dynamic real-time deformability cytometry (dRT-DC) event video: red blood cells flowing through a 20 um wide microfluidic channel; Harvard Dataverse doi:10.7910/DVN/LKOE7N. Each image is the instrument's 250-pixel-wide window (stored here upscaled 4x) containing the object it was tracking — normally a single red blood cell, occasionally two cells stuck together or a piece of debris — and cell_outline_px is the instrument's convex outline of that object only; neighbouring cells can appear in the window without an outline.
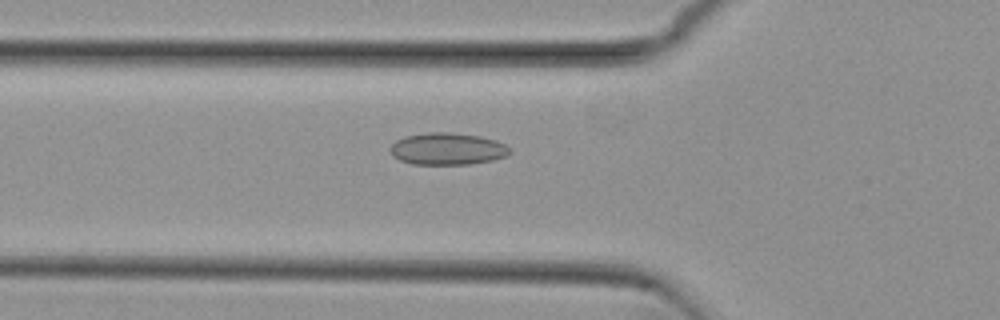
{"species": "common noctule bat (a hibernating species)", "species_latin": "Nyctalus noctula", "temperature_condition": "cold", "stored_images_in_passage": 54, "camera_frame_rate_fps": 3000, "um_per_image_px": 0.085, "animal": {"sex": "female", "body_mass_g": 29.2, "forearm_length_mm": 56.3}, "frame": {"image": 1, "passage_image": 19, "time_ms": 6.0, "image_size_px": [1000, 320], "cell_outline_px": [[512, 152], [508, 156], [492, 160], [468, 164], [412, 164], [400, 160], [392, 156], [388, 148], [396, 140], [404, 136], [428, 132], [452, 132], [480, 136], [496, 140], [512, 148]], "centroid_in_image_um": [38.04, 12.64], "position_along_channel_um": 87.8, "area_um2": 22.6}}
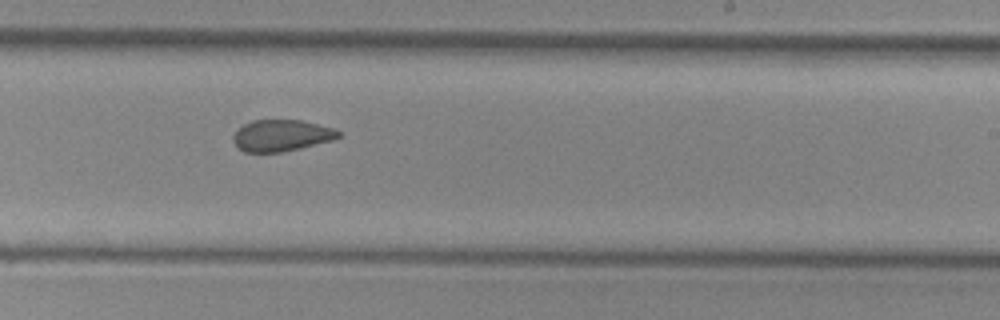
{"frame": {"image": 2, "passage_image": 33, "time_ms": 10.667, "image_size_px": [1000, 320], "cell_outline_px": [[340, 136], [332, 140], [300, 148], [280, 152], [244, 152], [236, 148], [232, 140], [232, 136], [236, 128], [252, 120], [300, 120], [332, 128], [340, 132]], "centroid_in_image_um": [23.83, 11.52], "position_along_channel_um": 265.2, "area_um2": 19.36}}
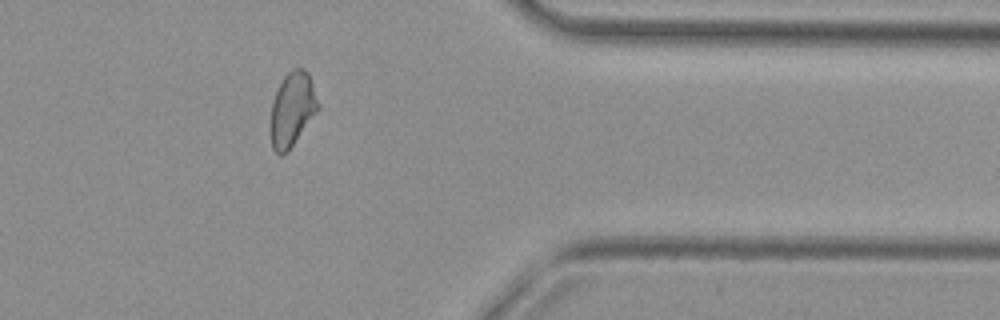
{"frame": {"image": 3, "passage_image": 44, "time_ms": 14.333, "image_size_px": [1000, 320], "cell_outline_px": [[320, 108], [288, 152], [284, 156], [280, 156], [272, 148], [272, 100], [284, 76], [292, 68], [304, 68], [308, 72], [320, 104]], "centroid_in_image_um": [24.87, 9.29], "position_along_channel_um": 386.5, "area_um2": 20.46}, "authors_computed_cell_mechanics": {"area_um2": 21.1837, "velocity_mm_per_s": 3.7908, "shape_relaxation_time_tau1_ms": null, "shape_relaxation_time_tau2_ms": 1.8534, "deformation_change_tau1": null, "deformation_change_tau2": 0.0817}}